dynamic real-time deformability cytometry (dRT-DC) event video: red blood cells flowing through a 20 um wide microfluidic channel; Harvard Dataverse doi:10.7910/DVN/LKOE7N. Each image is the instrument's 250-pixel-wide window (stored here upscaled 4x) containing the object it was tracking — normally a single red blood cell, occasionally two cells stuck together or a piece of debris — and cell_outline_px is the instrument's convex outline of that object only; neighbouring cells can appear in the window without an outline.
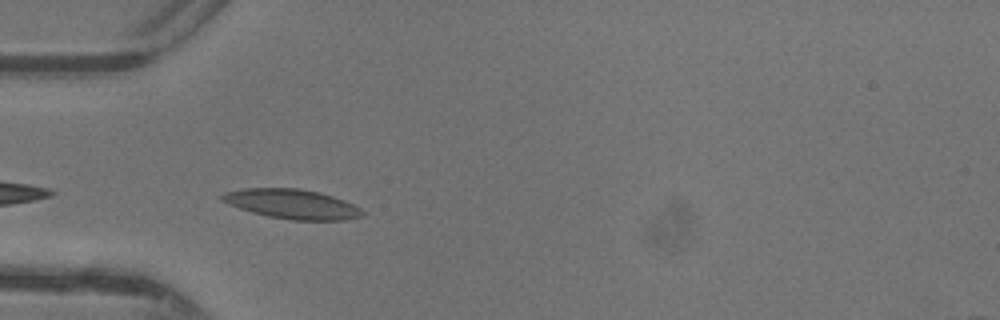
{"species": "common noctule bat (a hibernating species)", "species_latin": "Nyctalus noctula", "temperature_condition": "warm", "stored_images_in_passage": 25, "camera_frame_rate_fps": 3000, "um_per_image_px": 0.085, "animal": {"sex": "female"}, "frame": {"image": 1, "passage_image": 2, "time_ms": 0.333, "image_size_px": [1000, 320], "cell_outline_px": [[364, 216], [344, 220], [292, 220], [268, 216], [252, 212], [228, 204], [220, 200], [220, 196], [224, 192], [244, 188], [300, 188], [320, 192], [344, 200], [360, 208], [364, 212]], "centroid_in_image_um": [24.82, 17.34], "position_along_channel_um": 60.2, "area_um2": 24.22}}
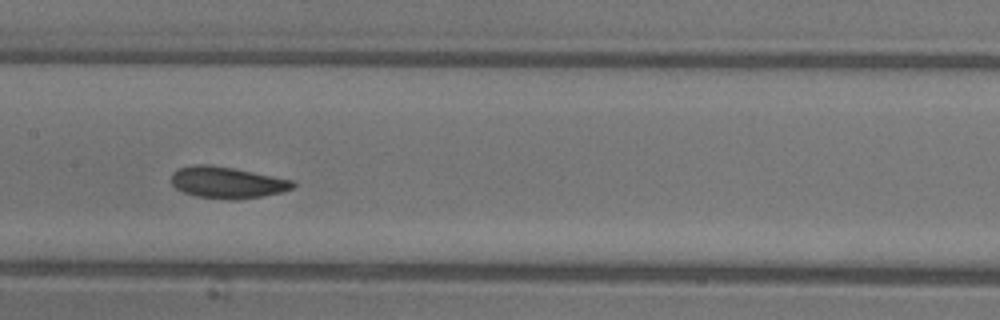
{"frame": {"image": 2, "passage_image": 11, "time_ms": 3.333, "image_size_px": [1000, 320], "cell_outline_px": [[296, 184], [292, 188], [280, 192], [260, 196], [236, 200], [228, 200], [196, 196], [184, 192], [176, 188], [172, 184], [172, 172], [180, 168], [196, 164], [208, 164], [232, 168], [292, 180]], "centroid_in_image_um": [19.27, 15.51], "position_along_channel_um": 188.1, "area_um2": 22.02}}
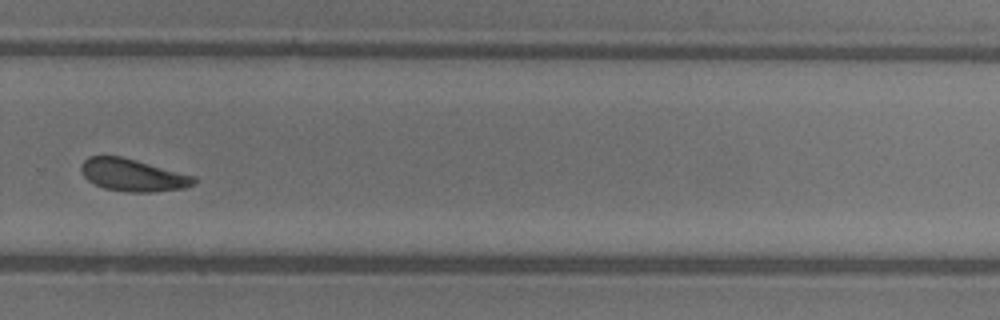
{"frame": {"image": 3, "passage_image": 20, "time_ms": 6.333, "image_size_px": [1000, 320], "cell_outline_px": [[196, 184], [184, 188], [156, 192], [128, 192], [104, 188], [88, 180], [80, 172], [80, 164], [88, 156], [120, 156], [136, 160], [196, 176]], "centroid_in_image_um": [11.3, 14.88], "position_along_channel_um": 318.5, "area_um2": 21.39}, "authors_computed_cell_mechanics": {"area_um2": 21.9062, "velocity_mm_per_s": 4.3669, "shape_relaxation_time_tau1_ms": 3.0569, "shape_relaxation_time_tau2_ms": 4.7013, "deformation_change_tau1": 0.0963, "deformation_change_tau2": 0.1012}}